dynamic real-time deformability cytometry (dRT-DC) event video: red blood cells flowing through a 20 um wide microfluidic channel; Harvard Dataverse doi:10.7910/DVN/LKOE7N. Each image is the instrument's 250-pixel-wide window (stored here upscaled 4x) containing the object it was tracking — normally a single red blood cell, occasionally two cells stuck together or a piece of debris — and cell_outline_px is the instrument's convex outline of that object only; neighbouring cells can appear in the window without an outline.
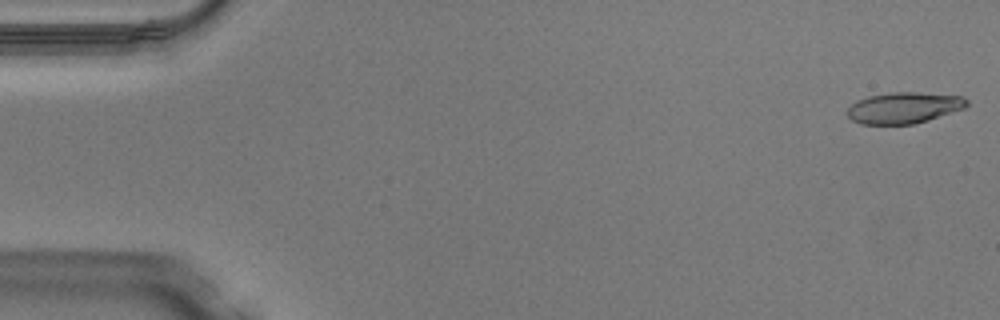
{"species": "Egyptian fruit bat (a non-hibernating species)", "species_latin": "Rousettus aegyptiacus", "temperature_condition": "warm", "stored_images_in_passage": 49, "camera_frame_rate_fps": 3000, "um_per_image_px": 0.085, "animal": {"sex": "male"}, "frame": {"image": 1, "passage_image": 1, "time_ms": 0.0, "image_size_px": [1000, 320], "cell_outline_px": [[968, 104], [964, 108], [912, 124], [860, 124], [852, 120], [848, 116], [848, 108], [856, 100], [868, 96], [892, 92], [916, 92], [964, 96], [968, 100]], "centroid_in_image_um": [76.81, 9.15], "position_along_channel_um": 8.2, "area_um2": 21.5}}
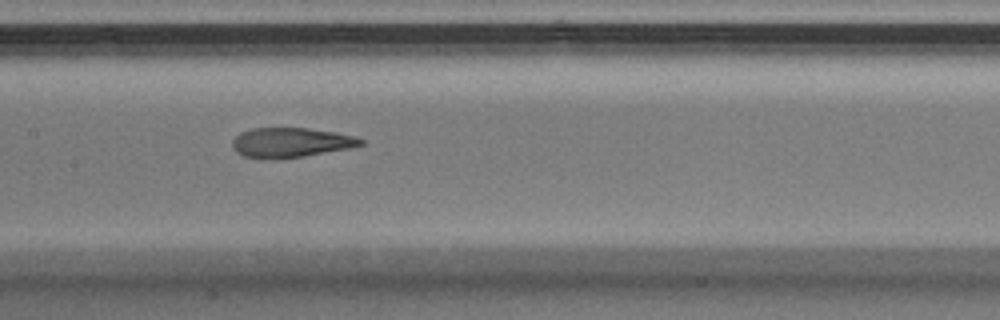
{"frame": {"image": 2, "passage_image": 24, "time_ms": 7.667, "image_size_px": [1000, 320], "cell_outline_px": [[364, 144], [348, 148], [304, 156], [260, 160], [244, 156], [236, 152], [232, 148], [232, 140], [240, 132], [252, 128], [308, 128], [336, 132], [352, 136], [364, 140]], "centroid_in_image_um": [24.65, 12.12], "position_along_channel_um": 182.7, "area_um2": 22.25}}
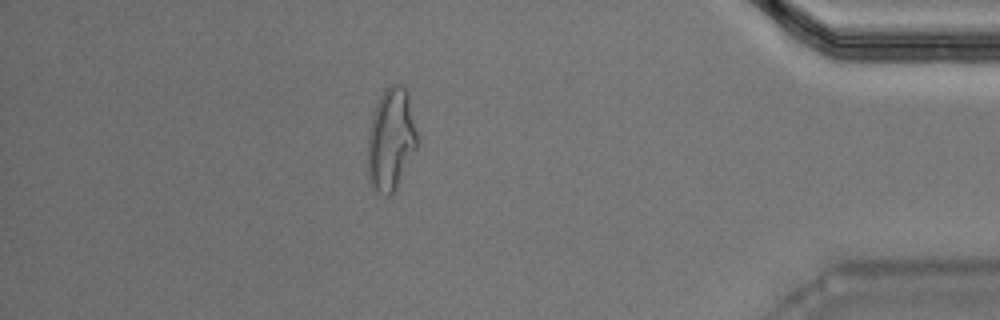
{"frame": {"image": 3, "passage_image": 43, "time_ms": 14.0, "image_size_px": [1000, 320], "cell_outline_px": [[416, 148], [396, 188], [388, 196], [372, 188], [368, 180], [368, 132], [372, 116], [376, 104], [384, 88], [392, 84], [400, 84], [408, 92], [416, 132]], "centroid_in_image_um": [33.2, 11.83], "position_along_channel_um": 402.0, "area_um2": 29.19}, "authors_computed_cell_mechanics": {"area_um2": 23.0622, "velocity_mm_per_s": 4.104, "shape_relaxation_time_tau1_ms": null, "shape_relaxation_time_tau2_ms": 1.7015, "deformation_change_tau1": null, "deformation_change_tau2": 0.1106}}